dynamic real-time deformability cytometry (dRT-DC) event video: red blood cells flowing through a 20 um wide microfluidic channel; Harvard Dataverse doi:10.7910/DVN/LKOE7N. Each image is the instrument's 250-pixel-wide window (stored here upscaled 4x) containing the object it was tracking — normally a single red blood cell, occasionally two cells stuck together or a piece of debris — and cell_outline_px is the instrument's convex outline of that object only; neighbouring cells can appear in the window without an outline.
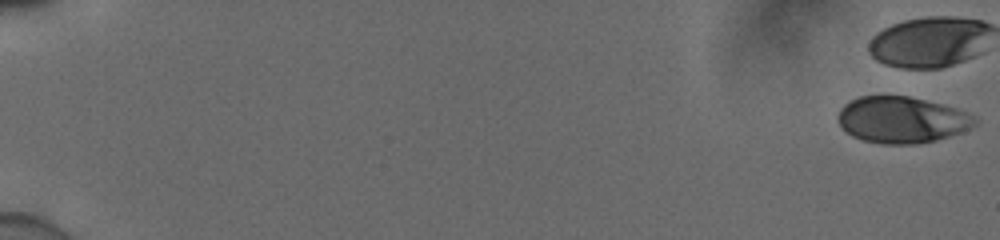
{"species": "human", "species_latin": "Homo sapiens", "temperature_condition": "cold", "stored_images_in_passage": 8, "camera_frame_rate_fps": 3000, "um_per_image_px": 0.085, "donor": {"sex": "male"}, "frame": {"image": 1, "passage_image": 1, "time_ms": 0.0, "image_size_px": [1000, 240], "cell_outline_px": [[976, 124], [960, 132], [936, 140], [916, 144], [884, 144], [864, 140], [852, 136], [844, 132], [836, 116], [840, 108], [844, 104], [860, 96], [908, 96], [956, 108], [972, 116], [976, 120]], "centroid_in_image_um": [76.58, 10.19], "position_along_channel_um": 8.4, "area_um2": 36.7}}